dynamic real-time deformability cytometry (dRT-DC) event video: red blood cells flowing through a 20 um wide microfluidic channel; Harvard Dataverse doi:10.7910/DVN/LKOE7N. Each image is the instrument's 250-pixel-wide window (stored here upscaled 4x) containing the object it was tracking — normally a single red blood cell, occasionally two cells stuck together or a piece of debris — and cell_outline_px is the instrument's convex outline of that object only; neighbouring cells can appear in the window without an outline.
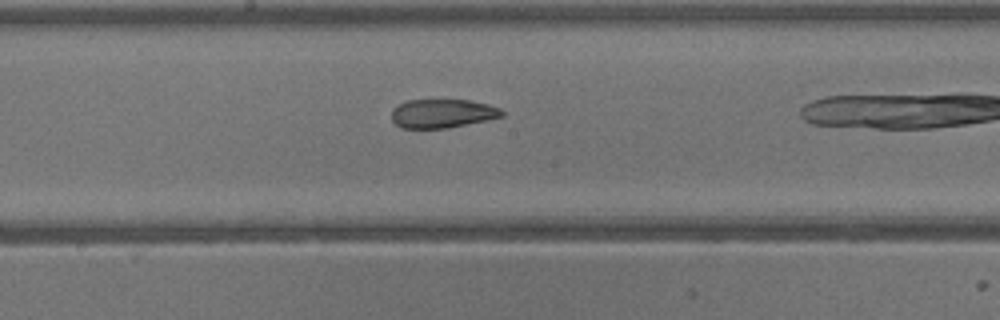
{"species": "common noctule bat (a hibernating species)", "species_latin": "Nyctalus noctula", "temperature_condition": "warm", "stored_images_in_passage": 25, "camera_frame_rate_fps": 3000, "um_per_image_px": 0.085, "animal": {"sex": "male", "body_mass_g": 13.3}, "frame": {"image": 1, "passage_image": 15, "time_ms": 4.667, "image_size_px": [1000, 320], "cell_outline_px": [[504, 116], [488, 120], [448, 128], [400, 128], [392, 120], [392, 108], [408, 100], [468, 100], [488, 104], [500, 108], [504, 112]], "centroid_in_image_um": [37.62, 9.65], "position_along_channel_um": 210.6, "area_um2": 18.55}}
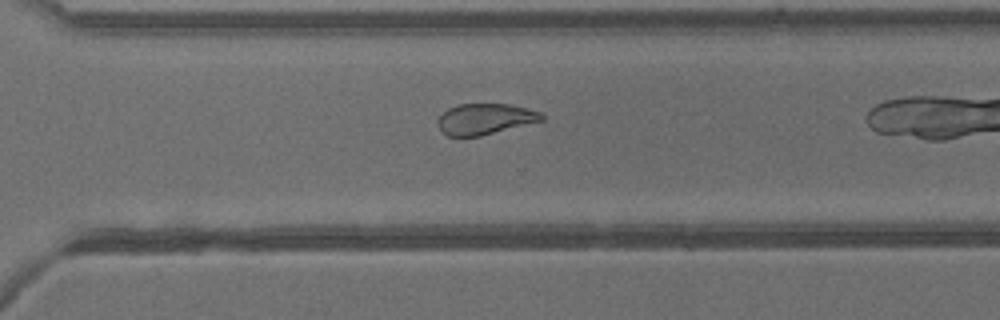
{"frame": {"image": 2, "passage_image": 22, "time_ms": 7.0, "image_size_px": [1000, 320], "cell_outline_px": [[544, 120], [480, 136], [448, 136], [440, 132], [436, 124], [436, 120], [448, 108], [460, 104], [508, 104], [540, 112], [544, 116]], "centroid_in_image_um": [41.17, 10.12], "position_along_channel_um": 329.4, "area_um2": 18.67}}